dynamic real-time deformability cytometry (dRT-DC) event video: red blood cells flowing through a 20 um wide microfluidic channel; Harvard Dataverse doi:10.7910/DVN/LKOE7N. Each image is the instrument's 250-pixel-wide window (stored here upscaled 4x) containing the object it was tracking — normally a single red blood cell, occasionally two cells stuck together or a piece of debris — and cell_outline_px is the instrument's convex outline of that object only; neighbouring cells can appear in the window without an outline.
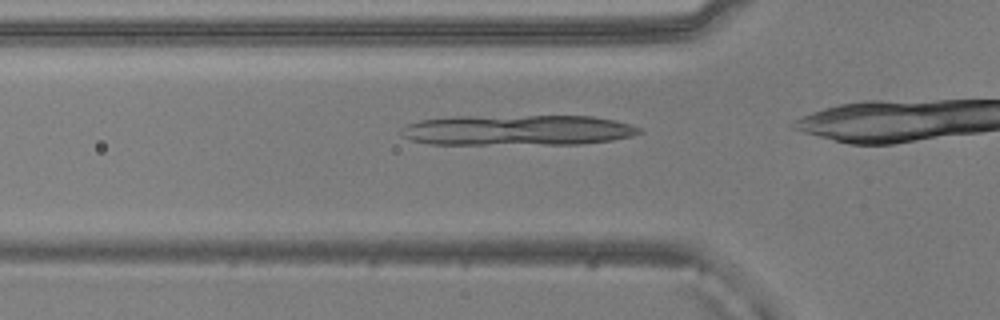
{"species": "common noctule bat (a hibernating species)", "species_latin": "Nyctalus noctula", "temperature_condition": "warm", "stored_images_in_passage": 20, "camera_frame_rate_fps": 3000, "um_per_image_px": 0.085, "animal": {"sex": "male", "body_mass_g": 20.5, "forearm_length_mm": 52.5}, "frame": {"image": 1, "passage_image": 12, "time_ms": 3.667, "image_size_px": [1000, 320], "cell_outline_px": [[644, 132], [632, 136], [612, 140], [580, 144], [428, 144], [412, 140], [400, 136], [400, 128], [404, 124], [420, 120], [456, 116], [592, 116], [616, 120], [632, 124], [640, 128]], "centroid_in_image_um": [43.98, 11.06], "position_along_channel_um": 81.8, "area_um2": 42.89}}
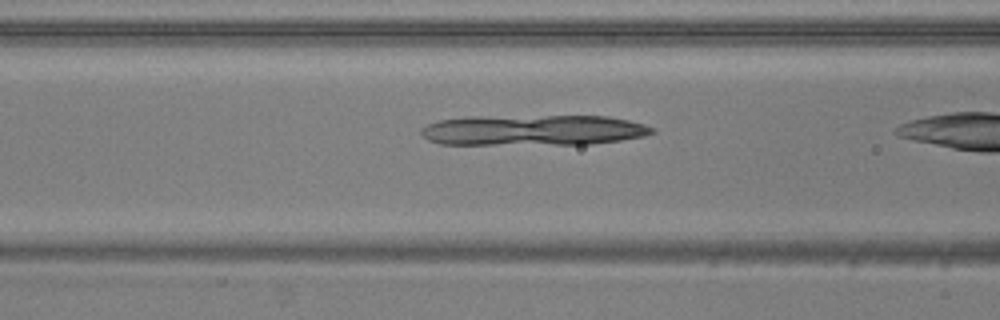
{"frame": {"image": 2, "passage_image": 15, "time_ms": 4.667, "image_size_px": [1000, 320], "cell_outline_px": [[656, 132], [644, 136], [620, 140], [592, 144], [440, 144], [428, 140], [420, 132], [420, 128], [428, 124], [440, 120], [468, 116], [608, 116], [628, 120], [644, 124], [656, 128]], "centroid_in_image_um": [45.34, 11.06], "position_along_channel_um": 121.3, "area_um2": 41.44}}
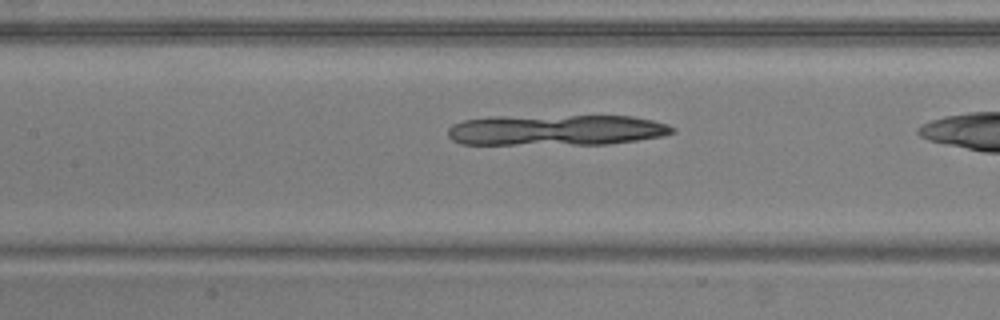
{"frame": {"image": 3, "passage_image": 18, "time_ms": 5.667, "image_size_px": [1000, 320], "cell_outline_px": [[676, 132], [664, 136], [608, 144], [460, 144], [452, 140], [448, 136], [448, 128], [452, 124], [464, 120], [488, 116], [632, 116], [652, 120], [668, 124], [676, 128]], "centroid_in_image_um": [47.28, 11.05], "position_along_channel_um": 160.1, "area_um2": 40.63}}